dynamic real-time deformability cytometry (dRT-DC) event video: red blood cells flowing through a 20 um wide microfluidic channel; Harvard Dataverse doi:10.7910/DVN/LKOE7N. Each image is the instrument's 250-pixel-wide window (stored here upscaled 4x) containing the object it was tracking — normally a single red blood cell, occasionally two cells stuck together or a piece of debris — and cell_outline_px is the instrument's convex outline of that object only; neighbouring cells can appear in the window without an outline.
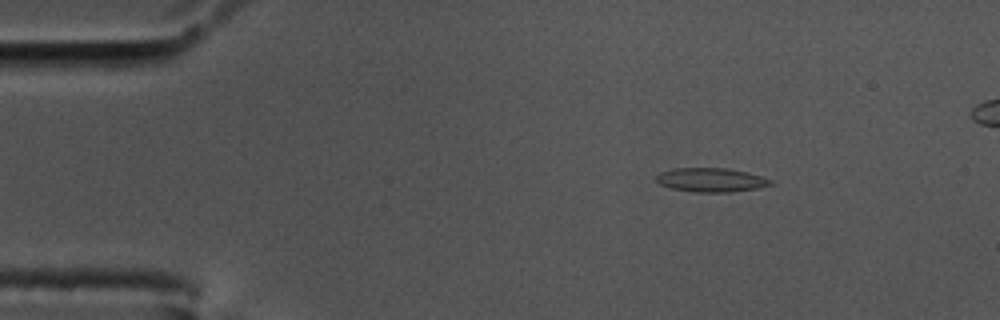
{"species": "common noctule bat (a hibernating species)", "species_latin": "Nyctalus noctula", "temperature_condition": "cold", "stored_images_in_passage": 48, "camera_frame_rate_fps": 3000, "um_per_image_px": 0.085, "animal": {"sex": "male", "body_mass_g": 17.5, "forearm_length_mm": 52.3}, "frame": {"image": 1, "passage_image": 5, "time_ms": 1.333, "image_size_px": [1000, 320], "cell_outline_px": [[776, 184], [756, 188], [732, 192], [696, 192], [672, 188], [660, 184], [656, 180], [656, 176], [660, 172], [676, 168], [724, 168], [748, 172], [772, 180]], "centroid_in_image_um": [60.47, 15.29], "position_along_channel_um": 24.5, "area_um2": 15.9}}
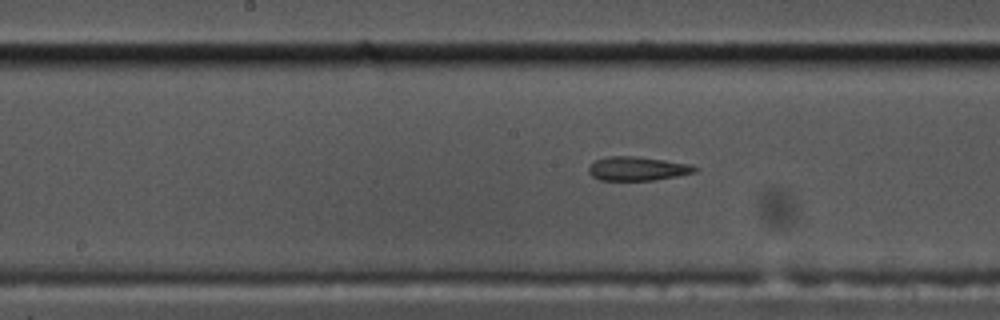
{"frame": {"image": 2, "passage_image": 25, "time_ms": 8.0, "image_size_px": [1000, 320], "cell_outline_px": [[700, 168], [696, 172], [656, 180], [600, 180], [592, 176], [588, 172], [588, 168], [596, 160], [608, 156], [636, 156], [692, 164]], "centroid_in_image_um": [54.22, 14.33], "position_along_channel_um": 194.0, "area_um2": 14.85}}
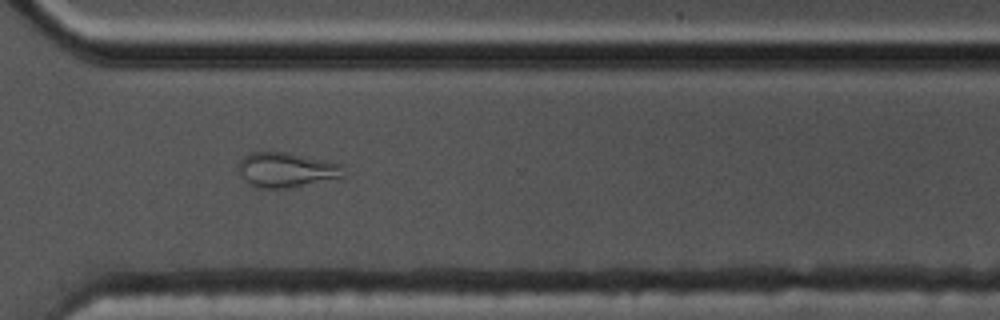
{"frame": {"image": 3, "passage_image": 38, "time_ms": 12.333, "image_size_px": [1000, 320], "cell_outline_px": [[348, 176], [288, 188], [256, 188], [244, 180], [236, 168], [240, 160], [248, 152], [284, 152], [344, 164]], "centroid_in_image_um": [24.36, 14.44], "position_along_channel_um": 346.2, "area_um2": 21.68}, "authors_computed_cell_mechanics": {"area_um2": 14.8546, "velocity_mm_per_s": 3.5158, "shape_relaxation_time_tau1_ms": null, "shape_relaxation_time_tau2_ms": 3.3087, "deformation_change_tau1": null, "deformation_change_tau2": 0.1172}}